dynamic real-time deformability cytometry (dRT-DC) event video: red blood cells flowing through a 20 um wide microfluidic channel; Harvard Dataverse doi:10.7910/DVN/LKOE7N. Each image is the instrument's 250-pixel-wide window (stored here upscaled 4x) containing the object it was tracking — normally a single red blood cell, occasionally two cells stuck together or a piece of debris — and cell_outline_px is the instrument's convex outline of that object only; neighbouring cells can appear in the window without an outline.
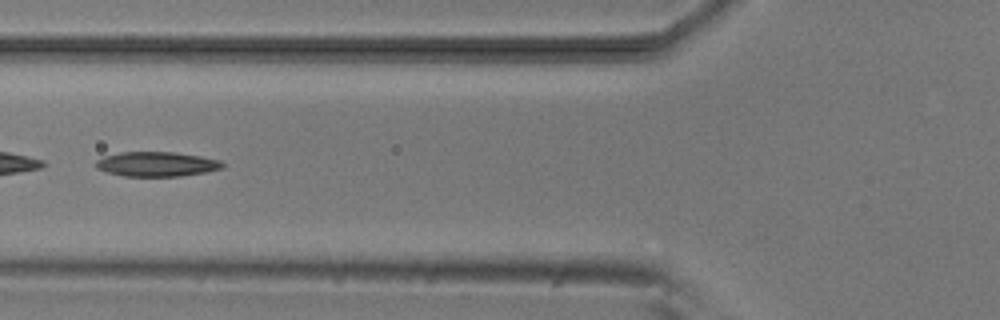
{"species": "common noctule bat (a hibernating species)", "species_latin": "Nyctalus noctula", "temperature_condition": "room temperature", "stored_images_in_passage": 40, "camera_frame_rate_fps": 3000, "um_per_image_px": 0.085, "animal": {"sex": "male", "body_mass_g": 20.5, "forearm_length_mm": 52.5}, "frame": {"image": 1, "passage_image": 9, "time_ms": 2.667, "image_size_px": [1000, 320], "cell_outline_px": [[224, 168], [204, 172], [180, 176], [124, 176], [108, 172], [96, 168], [96, 160], [104, 156], [120, 152], [176, 152], [200, 156], [220, 160], [224, 164]], "centroid_in_image_um": [13.32, 13.94], "position_along_channel_um": 112.5, "area_um2": 18.15}}
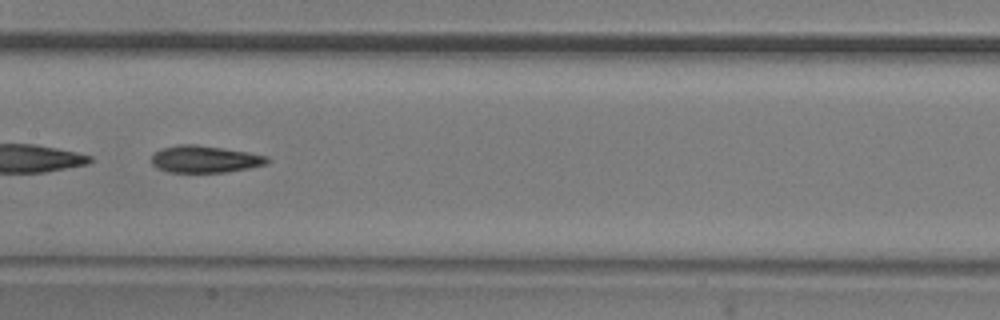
{"frame": {"image": 2, "passage_image": 15, "time_ms": 4.667, "image_size_px": [1000, 320], "cell_outline_px": [[272, 160], [268, 164], [248, 168], [224, 172], [168, 172], [156, 168], [152, 164], [152, 156], [160, 148], [180, 144], [196, 144], [248, 152], [268, 156]], "centroid_in_image_um": [17.43, 13.52], "position_along_channel_um": 190.0, "area_um2": 18.32}}
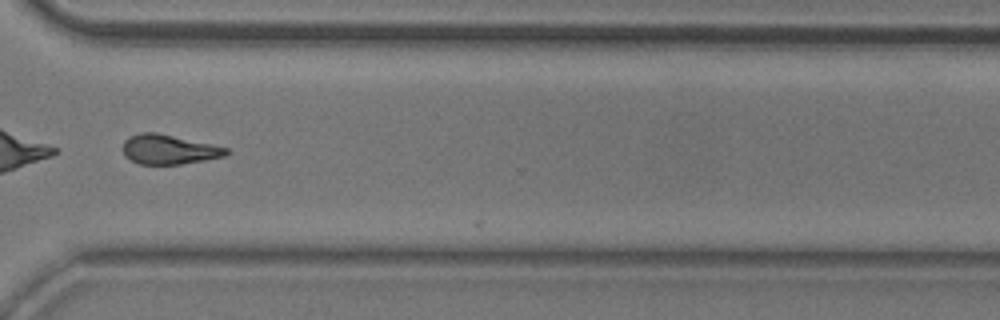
{"frame": {"image": 3, "passage_image": 28, "time_ms": 9.0, "image_size_px": [1000, 320], "cell_outline_px": [[228, 152], [224, 156], [204, 160], [180, 164], [140, 164], [124, 156], [124, 140], [128, 136], [140, 132], [156, 132], [212, 144], [228, 148]], "centroid_in_image_um": [14.33, 12.69], "position_along_channel_um": 356.3, "area_um2": 17.69}, "authors_computed_cell_mechanics": {"area_um2": 18.496, "velocity_mm_per_s": 3.8507, "shape_relaxation_time_tau1_ms": 5.3893, "shape_relaxation_time_tau2_ms": 9.8372, "deformation_change_tau1": 0.1792, "deformation_change_tau2": 0.2009}}